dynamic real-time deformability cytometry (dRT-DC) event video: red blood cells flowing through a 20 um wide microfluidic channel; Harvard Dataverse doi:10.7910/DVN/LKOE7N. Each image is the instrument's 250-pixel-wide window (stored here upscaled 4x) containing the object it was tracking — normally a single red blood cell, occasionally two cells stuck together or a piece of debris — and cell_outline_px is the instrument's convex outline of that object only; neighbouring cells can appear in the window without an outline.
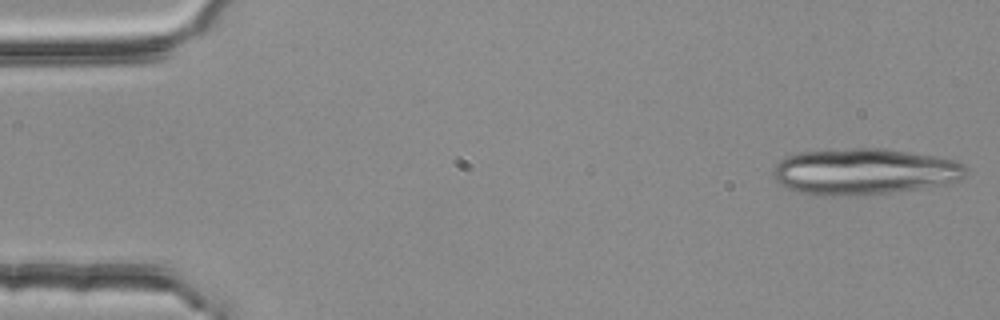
{"species": "common noctule bat (a hibernating species)", "species_latin": "Nyctalus noctula", "temperature_condition": "room temperature", "stored_images_in_passage": 16, "camera_frame_rate_fps": 3000, "um_per_image_px": 0.085, "animal": {"sex": "female", "body_mass_g": 25.1}, "frame": {"image": 1, "passage_image": 1, "time_ms": 0.0, "image_size_px": [1000, 320], "cell_outline_px": [[968, 172], [960, 180], [944, 184], [892, 192], [856, 196], [812, 196], [796, 192], [780, 184], [776, 180], [772, 172], [772, 168], [784, 156], [800, 152], [852, 148], [880, 148], [908, 152], [932, 156], [952, 160], [964, 164], [968, 168]], "centroid_in_image_um": [73.4, 14.6], "position_along_channel_um": 11.6, "area_um2": 52.25}}